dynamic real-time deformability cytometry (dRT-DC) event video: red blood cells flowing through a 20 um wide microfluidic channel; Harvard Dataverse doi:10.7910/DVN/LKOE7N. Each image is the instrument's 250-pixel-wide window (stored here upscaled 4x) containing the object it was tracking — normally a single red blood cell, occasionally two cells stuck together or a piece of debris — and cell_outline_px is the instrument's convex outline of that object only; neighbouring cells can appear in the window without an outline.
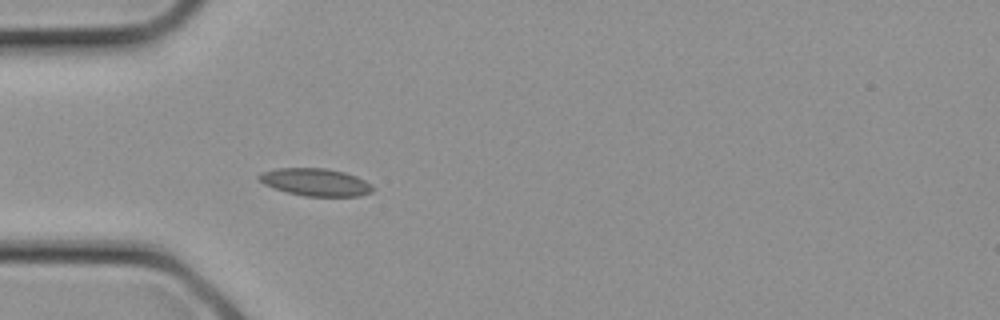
{"species": "common noctule bat (a hibernating species)", "species_latin": "Nyctalus noctula", "temperature_condition": "cold", "stored_images_in_passage": 21, "camera_frame_rate_fps": 3000, "um_per_image_px": 0.085, "animal": {"sex": "female", "body_mass_g": 21.9}, "frame": {"image": 1, "passage_image": 9, "time_ms": 2.667, "image_size_px": [1000, 320], "cell_outline_px": [[376, 188], [372, 192], [360, 196], [304, 196], [288, 192], [264, 184], [256, 176], [260, 172], [276, 168], [324, 168], [344, 172], [356, 176], [372, 184]], "centroid_in_image_um": [26.84, 15.48], "position_along_channel_um": 58.2, "area_um2": 18.26}}
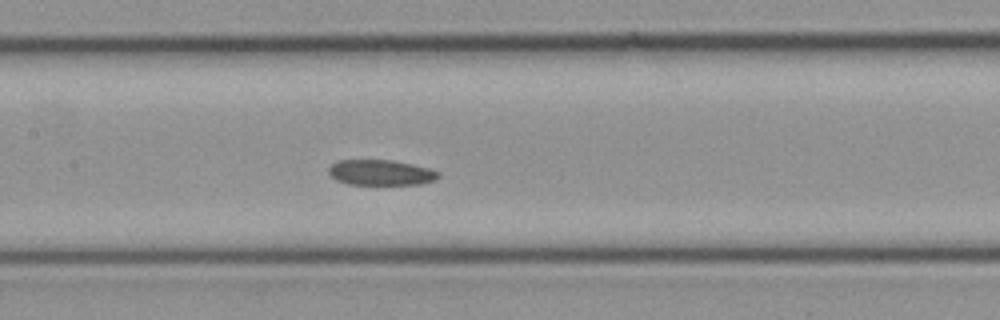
{"frame": {"image": 2, "passage_image": 14, "time_ms": 4.333, "image_size_px": [1000, 320], "cell_outline_px": [[440, 176], [436, 180], [420, 184], [348, 184], [336, 180], [328, 172], [328, 168], [336, 160], [392, 160], [412, 164], [428, 168], [440, 172]], "centroid_in_image_um": [32.37, 14.66], "position_along_channel_um": 175.0, "area_um2": 16.3}}
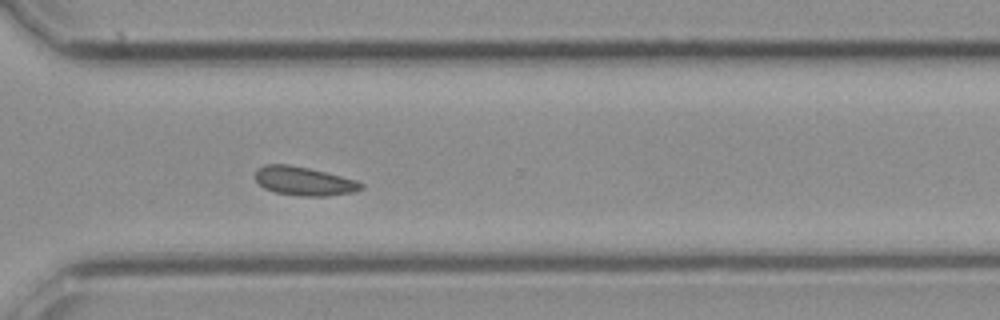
{"frame": {"image": 3, "passage_image": 21, "time_ms": 6.667, "image_size_px": [1000, 320], "cell_outline_px": [[364, 188], [352, 192], [324, 196], [300, 196], [276, 192], [264, 188], [256, 180], [256, 168], [264, 164], [288, 164], [308, 168], [356, 180], [364, 184]], "centroid_in_image_um": [25.82, 15.39], "position_along_channel_um": 344.8, "area_um2": 17.57}}